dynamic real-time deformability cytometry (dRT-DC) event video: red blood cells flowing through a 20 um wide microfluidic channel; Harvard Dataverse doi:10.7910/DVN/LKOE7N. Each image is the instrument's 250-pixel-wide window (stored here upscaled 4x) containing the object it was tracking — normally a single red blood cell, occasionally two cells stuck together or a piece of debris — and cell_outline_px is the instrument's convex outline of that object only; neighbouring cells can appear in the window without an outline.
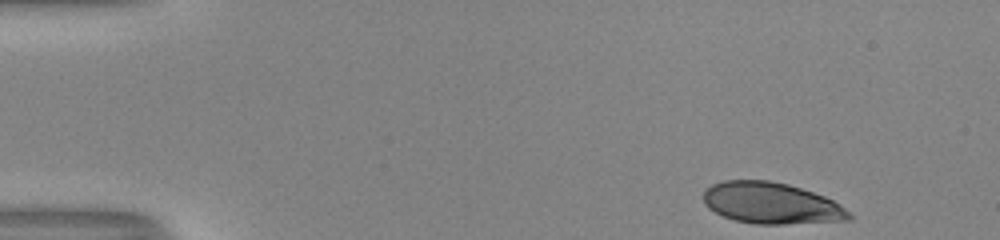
{"species": "human", "species_latin": "Homo sapiens", "temperature_condition": "room temperature", "stored_images_in_passage": 43, "camera_frame_rate_fps": 3000, "um_per_image_px": 0.085, "donor": {"sex": "male"}, "frame": {"image": 1, "passage_image": 1, "time_ms": 0.0, "image_size_px": [1000, 240], "cell_outline_px": [[852, 220], [784, 224], [756, 224], [736, 220], [724, 216], [708, 208], [704, 204], [704, 188], [712, 184], [724, 180], [768, 180], [788, 184], [824, 196], [840, 204], [852, 216]], "centroid_in_image_um": [65.54, 17.27], "position_along_channel_um": 19.5, "area_um2": 35.03}}
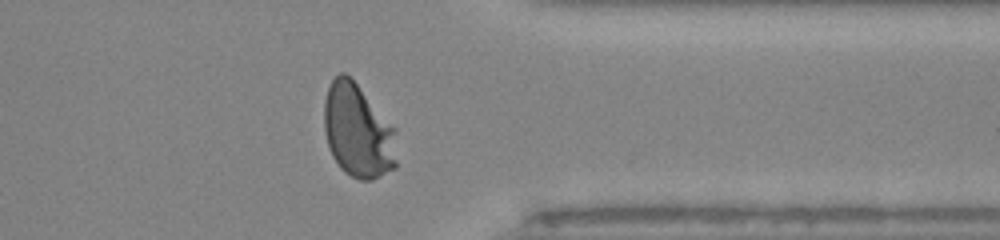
{"frame": {"image": 2, "passage_image": 37, "time_ms": 12.0, "image_size_px": [1000, 240], "cell_outline_px": [[396, 168], [372, 180], [360, 180], [344, 172], [340, 168], [332, 156], [328, 144], [324, 128], [324, 100], [328, 88], [332, 80], [340, 72], [344, 72], [356, 84], [396, 128]], "centroid_in_image_um": [30.43, 11.16], "position_along_channel_um": 381.0, "area_um2": 39.65}}
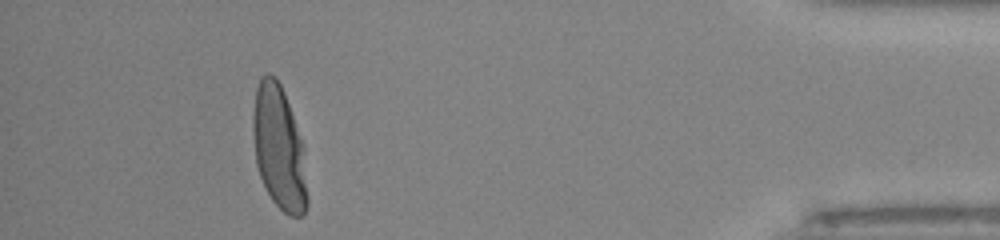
{"frame": {"image": 3, "passage_image": 43, "time_ms": 14.0, "image_size_px": [1000, 240], "cell_outline_px": [[308, 204], [304, 212], [300, 216], [288, 216], [272, 200], [260, 176], [256, 164], [252, 132], [252, 116], [256, 88], [260, 76], [264, 72], [268, 72], [276, 76], [284, 92], [304, 144], [308, 200]], "centroid_in_image_um": [23.72, 12.53], "position_along_channel_um": 411.5, "area_um2": 39.77}, "authors_computed_cell_mechanics": {"area_um2": 37.7434, "velocity_mm_per_s": 4.0394, "shape_relaxation_time_tau1_ms": 3.1948, "shape_relaxation_time_tau2_ms": null, "deformation_change_tau1": 0.2104, "deformation_change_tau2": null}}